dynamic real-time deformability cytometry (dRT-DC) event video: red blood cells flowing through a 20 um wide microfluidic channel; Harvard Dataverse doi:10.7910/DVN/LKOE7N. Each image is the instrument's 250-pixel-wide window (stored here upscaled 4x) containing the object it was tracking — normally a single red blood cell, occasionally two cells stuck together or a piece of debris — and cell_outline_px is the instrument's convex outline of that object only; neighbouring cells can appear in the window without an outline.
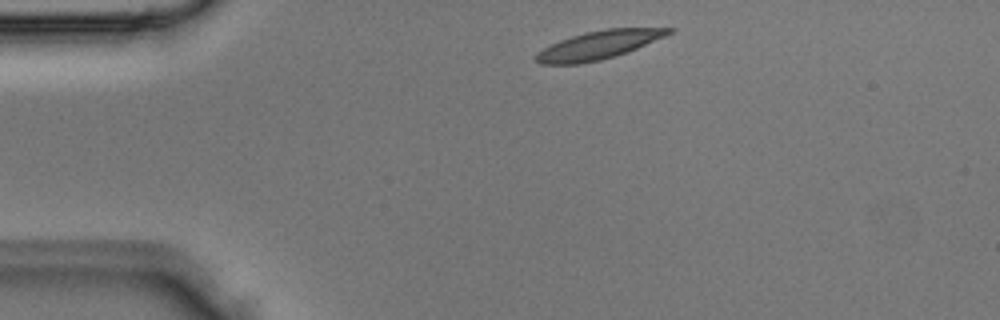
{"species": "Egyptian fruit bat (a non-hibernating species)", "species_latin": "Rousettus aegyptiacus", "temperature_condition": "room temperature", "stored_images_in_passage": 4, "segment_of_instrument_passage": [2, 2], "camera_frame_rate_fps": 3000, "um_per_image_px": 0.085, "animal": {"sex": "male"}, "frame": {"image": 1, "passage_image": 4, "time_ms": 1.0, "image_size_px": [1000, 320], "cell_outline_px": [[676, 28], [672, 32], [664, 36], [628, 52], [616, 56], [600, 60], [580, 64], [540, 64], [532, 60], [536, 52], [560, 40], [584, 32], [604, 28]], "centroid_in_image_um": [50.83, 3.84], "position_along_channel_um": 34.2, "area_um2": 21.96}}